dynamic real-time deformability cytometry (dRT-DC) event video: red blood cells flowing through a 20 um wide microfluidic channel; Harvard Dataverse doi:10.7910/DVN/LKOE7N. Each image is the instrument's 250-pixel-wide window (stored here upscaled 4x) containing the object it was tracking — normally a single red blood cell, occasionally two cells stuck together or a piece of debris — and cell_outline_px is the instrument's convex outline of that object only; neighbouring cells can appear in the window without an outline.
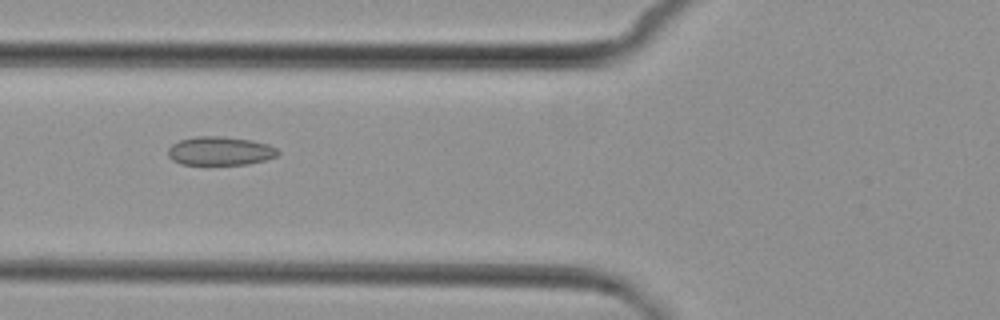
{"species": "common noctule bat (a hibernating species)", "species_latin": "Nyctalus noctula", "temperature_condition": "cold", "stored_images_in_passage": 6, "camera_frame_rate_fps": 3000, "um_per_image_px": 0.085, "animal": {"sex": "female", "body_mass_g": 29.2, "forearm_length_mm": 56.3}, "frame": {"image": 1, "passage_image": 4, "time_ms": 3.333, "image_size_px": [1000, 320], "cell_outline_px": [[280, 152], [276, 156], [264, 160], [248, 164], [180, 164], [172, 160], [168, 156], [168, 148], [172, 144], [180, 140], [196, 136], [224, 136], [252, 140], [268, 144], [276, 148]], "centroid_in_image_um": [18.7, 12.82], "position_along_channel_um": 107.1, "area_um2": 18.38}}
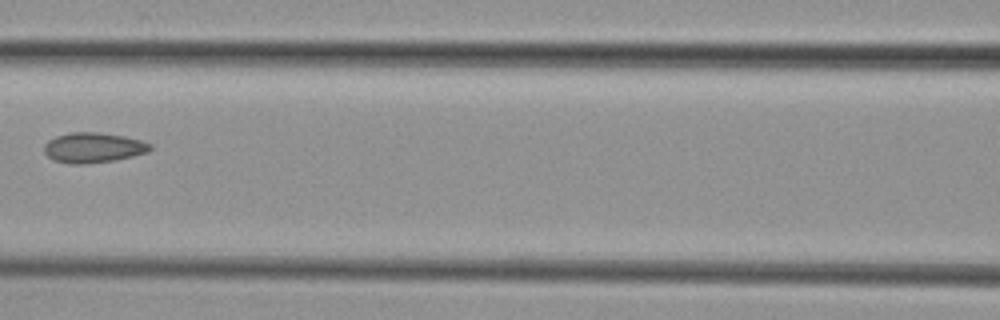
{"frame": {"image": 2, "passage_image": 5, "time_ms": 4.667, "image_size_px": [1000, 320], "cell_outline_px": [[152, 148], [148, 152], [116, 160], [88, 164], [72, 164], [52, 160], [44, 152], [44, 144], [48, 140], [56, 136], [68, 132], [96, 132], [124, 136], [140, 140], [152, 144]], "centroid_in_image_um": [7.91, 12.55], "position_along_channel_um": 158.7, "area_um2": 18.79}}
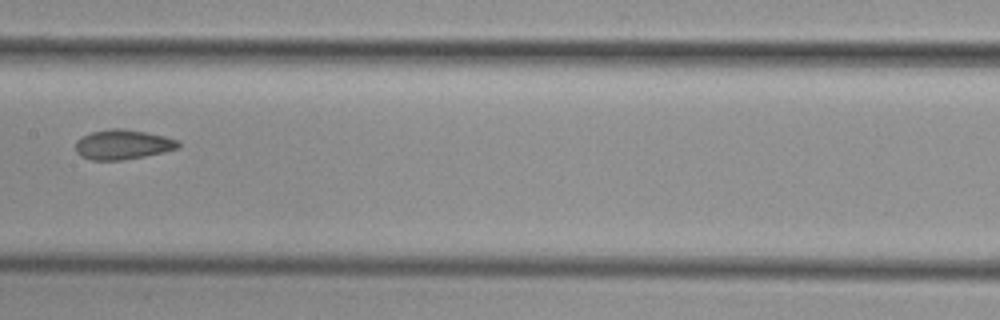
{"frame": {"image": 3, "passage_image": 6, "time_ms": 5.667, "image_size_px": [1000, 320], "cell_outline_px": [[180, 148], [164, 152], [124, 160], [92, 160], [80, 156], [76, 152], [76, 140], [80, 136], [92, 132], [112, 128], [124, 128], [164, 136], [180, 140]], "centroid_in_image_um": [10.44, 12.28], "position_along_channel_um": 197.0, "area_um2": 17.98}}